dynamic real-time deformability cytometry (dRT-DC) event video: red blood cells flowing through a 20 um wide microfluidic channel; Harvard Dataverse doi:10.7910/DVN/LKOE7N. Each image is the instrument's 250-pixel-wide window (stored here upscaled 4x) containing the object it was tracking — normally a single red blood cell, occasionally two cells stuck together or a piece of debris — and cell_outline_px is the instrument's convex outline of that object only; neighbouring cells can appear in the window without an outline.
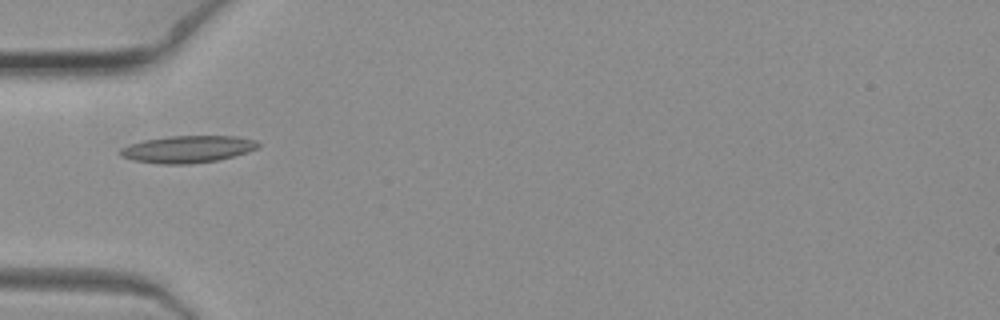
{"species": "common noctule bat (a hibernating species)", "species_latin": "Nyctalus noctula", "temperature_condition": "warm", "stored_images_in_passage": 3, "camera_frame_rate_fps": 3000, "um_per_image_px": 0.085, "animal": {"sex": "female", "body_mass_g": 19.3, "forearm_length_mm": 54.1}, "frame": {"image": 1, "passage_image": 1, "time_ms": 0.0, "image_size_px": [1000, 320], "cell_outline_px": [[260, 148], [248, 152], [216, 160], [188, 164], [160, 164], [132, 160], [120, 156], [116, 152], [120, 148], [128, 144], [144, 140], [172, 136], [236, 136], [256, 140], [260, 144]], "centroid_in_image_um": [15.92, 12.68], "position_along_channel_um": 69.1, "area_um2": 21.91}}
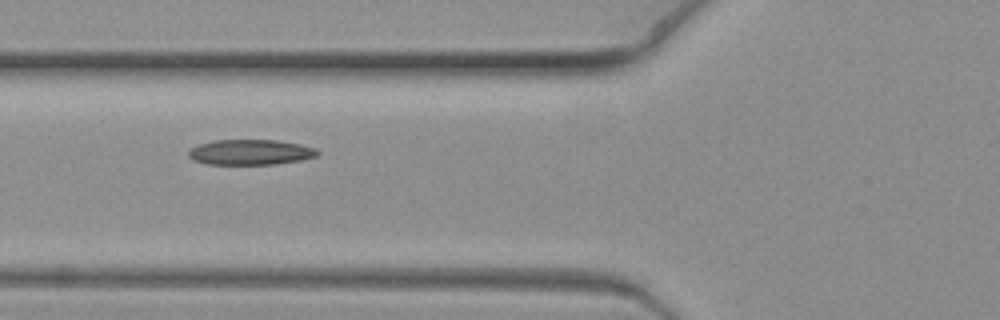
{"frame": {"image": 2, "passage_image": 2, "time_ms": 0.333, "image_size_px": [1000, 320], "cell_outline_px": [[320, 152], [316, 156], [300, 160], [276, 164], [208, 164], [192, 160], [188, 156], [188, 148], [212, 140], [276, 140], [300, 144], [316, 148]], "centroid_in_image_um": [21.26, 12.93], "position_along_channel_um": 104.5, "area_um2": 19.13}}